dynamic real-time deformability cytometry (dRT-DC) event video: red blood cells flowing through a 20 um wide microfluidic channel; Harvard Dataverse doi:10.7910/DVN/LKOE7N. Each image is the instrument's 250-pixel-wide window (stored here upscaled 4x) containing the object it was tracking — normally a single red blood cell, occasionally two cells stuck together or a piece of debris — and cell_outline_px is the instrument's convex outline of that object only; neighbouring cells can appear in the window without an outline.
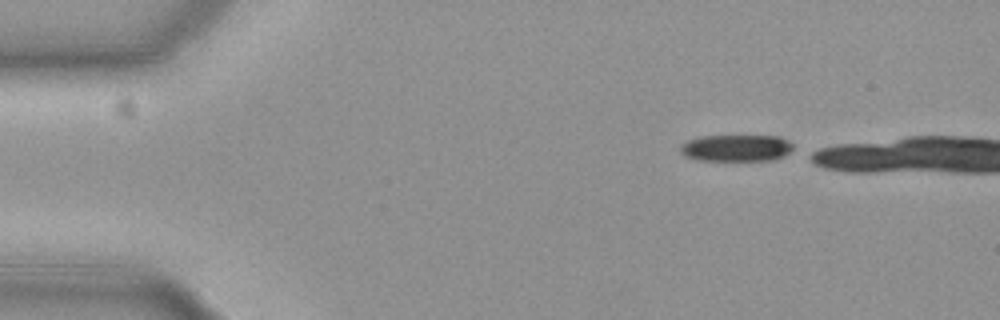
{"species": "common noctule bat (a hibernating species)", "species_latin": "Nyctalus noctula", "temperature_condition": "cold", "stored_images_in_passage": 5, "camera_frame_rate_fps": 3000, "um_per_image_px": 0.085, "animal": {"sex": "female", "body_mass_g": 19.3, "forearm_length_mm": 54.1}, "frame": {"image": 1, "passage_image": 1, "time_ms": 0.0, "image_size_px": [1000, 320], "cell_outline_px": [[792, 152], [784, 156], [772, 160], [696, 160], [684, 156], [680, 152], [680, 148], [688, 140], [704, 136], [780, 136], [788, 140], [792, 144]], "centroid_in_image_um": [62.61, 12.58], "position_along_channel_um": 22.4, "area_um2": 17.57}}